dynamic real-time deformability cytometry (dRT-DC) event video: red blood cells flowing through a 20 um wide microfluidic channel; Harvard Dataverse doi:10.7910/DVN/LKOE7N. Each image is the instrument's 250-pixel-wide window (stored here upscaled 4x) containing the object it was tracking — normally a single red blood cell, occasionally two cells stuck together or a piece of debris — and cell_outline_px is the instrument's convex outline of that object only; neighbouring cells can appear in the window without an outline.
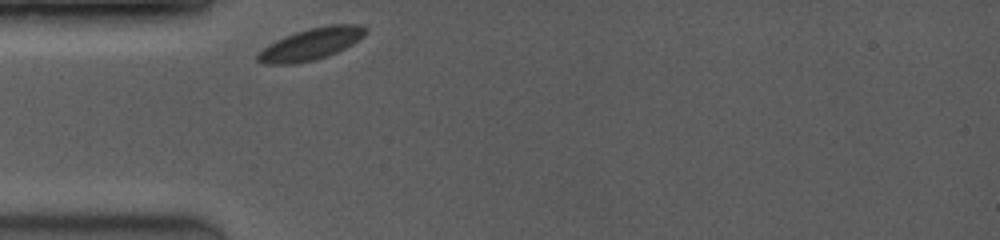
{"species": "common noctule bat (a hibernating species)", "species_latin": "Nyctalus noctula", "temperature_condition": "room temperature", "stored_images_in_passage": 26, "camera_frame_rate_fps": 3500, "um_per_image_px": 0.085, "animal": {"sex": "female", "body_mass_g": 19.0, "forearm_length_mm": 53.3}, "frame": {"image": 1, "passage_image": 1, "time_ms": 0.0, "image_size_px": [1000, 240], "cell_outline_px": [[368, 32], [364, 36], [352, 44], [328, 56], [296, 64], [264, 64], [256, 60], [256, 52], [268, 44], [284, 36], [308, 28], [328, 24], [360, 24], [368, 28]], "centroid_in_image_um": [26.42, 3.73], "position_along_channel_um": 58.6, "area_um2": 20.23}}
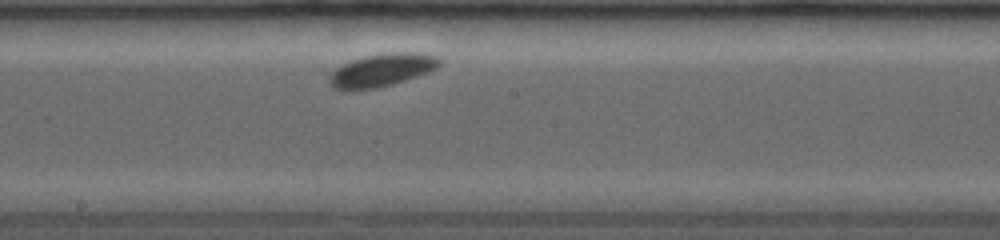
{"frame": {"image": 2, "passage_image": 14, "time_ms": 4.286, "image_size_px": [1000, 240], "cell_outline_px": [[444, 60], [436, 68], [428, 72], [392, 84], [376, 88], [332, 88], [328, 84], [328, 80], [332, 72], [336, 68], [352, 60], [364, 56], [392, 52], [424, 52], [440, 56]], "centroid_in_image_um": [32.54, 5.92], "position_along_channel_um": 215.7, "area_um2": 20.92}}
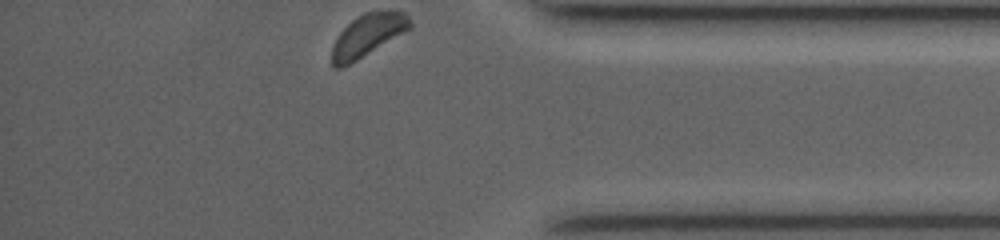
{"frame": {"image": 3, "passage_image": 26, "time_ms": 9.429, "image_size_px": [1000, 240], "cell_outline_px": [[412, 28], [356, 60], [340, 68], [332, 68], [332, 44], [340, 32], [352, 20], [364, 12], [404, 12], [412, 20]], "centroid_in_image_um": [31.25, 3.0], "position_along_channel_um": 404.0, "area_um2": 18.9}}